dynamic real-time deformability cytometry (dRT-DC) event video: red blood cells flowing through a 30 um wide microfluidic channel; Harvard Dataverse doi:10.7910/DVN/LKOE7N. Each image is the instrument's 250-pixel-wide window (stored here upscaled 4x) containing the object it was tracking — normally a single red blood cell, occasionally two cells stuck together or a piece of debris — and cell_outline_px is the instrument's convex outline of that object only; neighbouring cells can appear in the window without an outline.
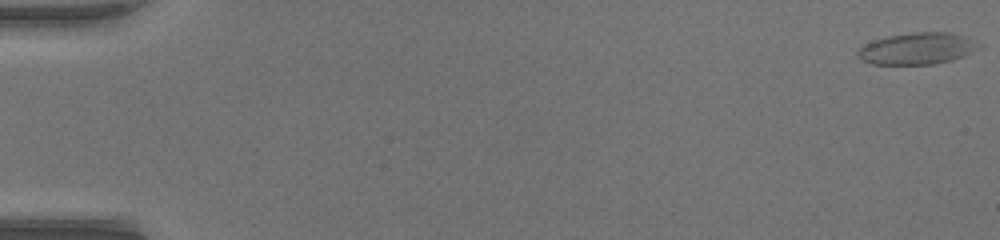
{"species": "common noctule bat (a hibernating species)", "species_latin": "Nyctalus noctula", "temperature_condition": "warm", "stored_images_in_passage": 46, "camera_frame_rate_fps": 3000, "um_per_image_px": 0.085, "animal": {"sex": "female", "body_mass_g": 17.0, "forearm_length_mm": 48.0}, "frame": {"image": 1, "passage_image": 1, "time_ms": 0.0, "image_size_px": [1000, 240], "cell_outline_px": [[984, 44], [980, 48], [964, 56], [952, 60], [936, 64], [872, 64], [860, 60], [856, 56], [856, 52], [864, 44], [888, 36], [912, 32], [948, 32], [964, 36], [976, 40]], "centroid_in_image_um": [78.0, 4.13], "position_along_channel_um": 7.0, "area_um2": 22.6}}
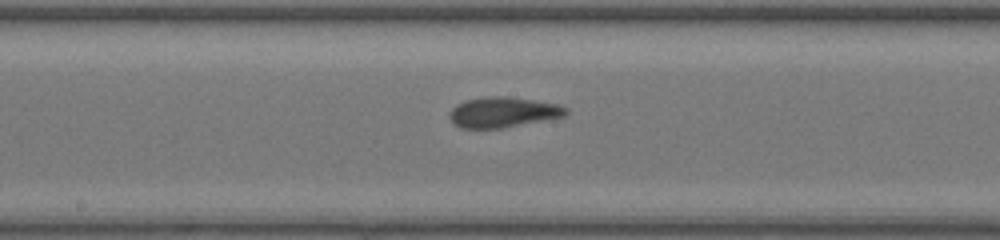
{"frame": {"image": 2, "passage_image": 29, "time_ms": 9.333, "image_size_px": [1000, 240], "cell_outline_px": [[568, 112], [564, 116], [500, 128], [460, 128], [448, 116], [452, 108], [456, 104], [464, 100], [488, 96], [504, 96], [532, 100], [556, 104], [568, 108]], "centroid_in_image_um": [42.72, 9.53], "position_along_channel_um": 205.5, "area_um2": 20.29}}
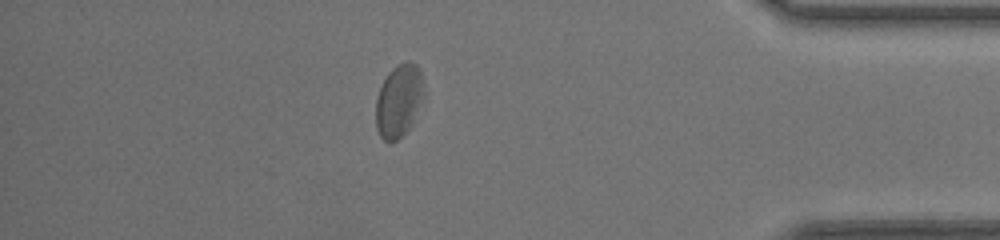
{"frame": {"image": 3, "passage_image": 46, "time_ms": 15.0, "image_size_px": [1000, 240], "cell_outline_px": [[424, 92], [412, 124], [396, 140], [384, 140], [380, 136], [376, 128], [376, 96], [388, 72], [392, 68], [408, 60], [416, 64], [420, 68], [424, 84]], "centroid_in_image_um": [33.9, 8.51], "position_along_channel_um": 401.3, "area_um2": 20.17}, "authors_computed_cell_mechanics": {"area_um2": 20.5768, "velocity_mm_per_s": 4.0746, "shape_relaxation_time_tau1_ms": 6.4218, "shape_relaxation_time_tau2_ms": 1.8877, "deformation_change_tau1": 0.1223, "deformation_change_tau2": 0.0898}}